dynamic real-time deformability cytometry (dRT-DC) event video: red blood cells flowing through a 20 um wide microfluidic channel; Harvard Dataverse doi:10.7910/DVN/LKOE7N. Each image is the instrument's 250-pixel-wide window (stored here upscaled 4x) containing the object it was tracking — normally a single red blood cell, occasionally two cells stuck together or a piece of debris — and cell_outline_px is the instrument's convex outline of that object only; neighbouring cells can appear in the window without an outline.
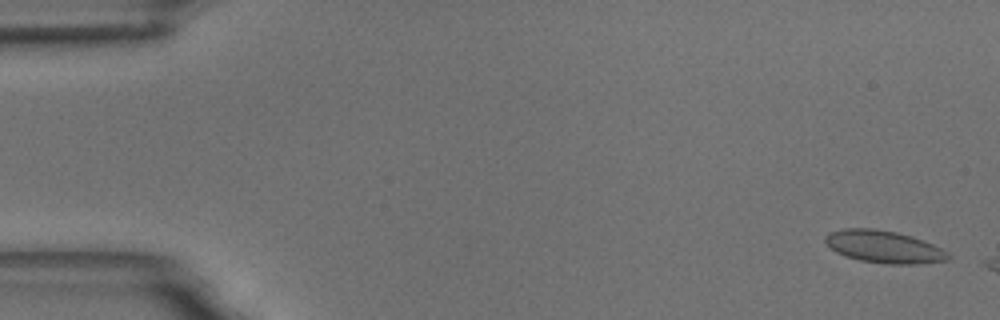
{"species": "common noctule bat (a hibernating species)", "species_latin": "Nyctalus noctula", "temperature_condition": "room temperature", "stored_images_in_passage": 9, "camera_frame_rate_fps": 3000, "um_per_image_px": 0.085, "animal": {"sex": "male", "body_mass_g": 18.8}, "frame": {"image": 1, "passage_image": 2, "time_ms": 0.333, "image_size_px": [1000, 320], "cell_outline_px": [[952, 256], [948, 260], [920, 264], [888, 264], [860, 260], [844, 256], [836, 252], [824, 240], [824, 236], [832, 232], [844, 228], [876, 228], [896, 232], [912, 236], [932, 244], [948, 252]], "centroid_in_image_um": [75.15, 20.98], "position_along_channel_um": 9.8, "area_um2": 23.18}}